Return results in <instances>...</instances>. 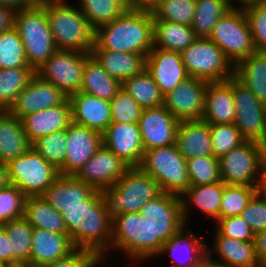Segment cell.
I'll use <instances>...</instances> for the list:
<instances>
[{
  "label": "cell",
  "instance_id": "1",
  "mask_svg": "<svg viewBox=\"0 0 266 267\" xmlns=\"http://www.w3.org/2000/svg\"><path fill=\"white\" fill-rule=\"evenodd\" d=\"M61 213L75 248L94 253L100 264H106L110 257L112 218L106 211L101 191L96 190L81 205L66 207Z\"/></svg>",
  "mask_w": 266,
  "mask_h": 267
},
{
  "label": "cell",
  "instance_id": "2",
  "mask_svg": "<svg viewBox=\"0 0 266 267\" xmlns=\"http://www.w3.org/2000/svg\"><path fill=\"white\" fill-rule=\"evenodd\" d=\"M153 48V15L150 11H124L115 20L95 29L92 50H112L148 55Z\"/></svg>",
  "mask_w": 266,
  "mask_h": 267
},
{
  "label": "cell",
  "instance_id": "3",
  "mask_svg": "<svg viewBox=\"0 0 266 267\" xmlns=\"http://www.w3.org/2000/svg\"><path fill=\"white\" fill-rule=\"evenodd\" d=\"M40 2L45 6L57 50L91 53L94 46L95 29L76 7V4L74 6L68 0Z\"/></svg>",
  "mask_w": 266,
  "mask_h": 267
},
{
  "label": "cell",
  "instance_id": "4",
  "mask_svg": "<svg viewBox=\"0 0 266 267\" xmlns=\"http://www.w3.org/2000/svg\"><path fill=\"white\" fill-rule=\"evenodd\" d=\"M161 193L156 180L139 167H130L118 182L101 190L106 211L112 219L122 213L140 212L146 202Z\"/></svg>",
  "mask_w": 266,
  "mask_h": 267
},
{
  "label": "cell",
  "instance_id": "5",
  "mask_svg": "<svg viewBox=\"0 0 266 267\" xmlns=\"http://www.w3.org/2000/svg\"><path fill=\"white\" fill-rule=\"evenodd\" d=\"M13 28L22 39L29 66L37 71L57 50L45 6L39 1L15 11Z\"/></svg>",
  "mask_w": 266,
  "mask_h": 267
},
{
  "label": "cell",
  "instance_id": "6",
  "mask_svg": "<svg viewBox=\"0 0 266 267\" xmlns=\"http://www.w3.org/2000/svg\"><path fill=\"white\" fill-rule=\"evenodd\" d=\"M138 167L156 180L161 192L181 196L190 186L187 161L176 144L144 151Z\"/></svg>",
  "mask_w": 266,
  "mask_h": 267
},
{
  "label": "cell",
  "instance_id": "7",
  "mask_svg": "<svg viewBox=\"0 0 266 267\" xmlns=\"http://www.w3.org/2000/svg\"><path fill=\"white\" fill-rule=\"evenodd\" d=\"M111 250H118L136 264L152 260L151 224L139 212L117 215L112 219Z\"/></svg>",
  "mask_w": 266,
  "mask_h": 267
},
{
  "label": "cell",
  "instance_id": "8",
  "mask_svg": "<svg viewBox=\"0 0 266 267\" xmlns=\"http://www.w3.org/2000/svg\"><path fill=\"white\" fill-rule=\"evenodd\" d=\"M220 179L227 185L262 187L263 144L245 141L219 159Z\"/></svg>",
  "mask_w": 266,
  "mask_h": 267
},
{
  "label": "cell",
  "instance_id": "9",
  "mask_svg": "<svg viewBox=\"0 0 266 267\" xmlns=\"http://www.w3.org/2000/svg\"><path fill=\"white\" fill-rule=\"evenodd\" d=\"M235 66L256 52L249 23L242 7L233 6L214 26L209 37Z\"/></svg>",
  "mask_w": 266,
  "mask_h": 267
},
{
  "label": "cell",
  "instance_id": "10",
  "mask_svg": "<svg viewBox=\"0 0 266 267\" xmlns=\"http://www.w3.org/2000/svg\"><path fill=\"white\" fill-rule=\"evenodd\" d=\"M9 183L25 196H41L58 178L59 171L33 147L6 164Z\"/></svg>",
  "mask_w": 266,
  "mask_h": 267
},
{
  "label": "cell",
  "instance_id": "11",
  "mask_svg": "<svg viewBox=\"0 0 266 267\" xmlns=\"http://www.w3.org/2000/svg\"><path fill=\"white\" fill-rule=\"evenodd\" d=\"M181 57L189 76L221 82L234 75V66L209 38H197L181 52Z\"/></svg>",
  "mask_w": 266,
  "mask_h": 267
},
{
  "label": "cell",
  "instance_id": "12",
  "mask_svg": "<svg viewBox=\"0 0 266 267\" xmlns=\"http://www.w3.org/2000/svg\"><path fill=\"white\" fill-rule=\"evenodd\" d=\"M152 227V258L157 257L164 242L184 225L179 195L162 192L146 202L140 212Z\"/></svg>",
  "mask_w": 266,
  "mask_h": 267
},
{
  "label": "cell",
  "instance_id": "13",
  "mask_svg": "<svg viewBox=\"0 0 266 267\" xmlns=\"http://www.w3.org/2000/svg\"><path fill=\"white\" fill-rule=\"evenodd\" d=\"M90 55L91 53L56 50L36 74L68 97L81 90L85 62Z\"/></svg>",
  "mask_w": 266,
  "mask_h": 267
},
{
  "label": "cell",
  "instance_id": "14",
  "mask_svg": "<svg viewBox=\"0 0 266 267\" xmlns=\"http://www.w3.org/2000/svg\"><path fill=\"white\" fill-rule=\"evenodd\" d=\"M232 90L236 107L234 125L246 141L264 143L266 140V103L232 76Z\"/></svg>",
  "mask_w": 266,
  "mask_h": 267
},
{
  "label": "cell",
  "instance_id": "15",
  "mask_svg": "<svg viewBox=\"0 0 266 267\" xmlns=\"http://www.w3.org/2000/svg\"><path fill=\"white\" fill-rule=\"evenodd\" d=\"M208 82L192 76L163 96V106L179 121L202 120Z\"/></svg>",
  "mask_w": 266,
  "mask_h": 267
},
{
  "label": "cell",
  "instance_id": "16",
  "mask_svg": "<svg viewBox=\"0 0 266 267\" xmlns=\"http://www.w3.org/2000/svg\"><path fill=\"white\" fill-rule=\"evenodd\" d=\"M184 225L163 243L157 257L167 255L170 265L167 267H208L207 266V244Z\"/></svg>",
  "mask_w": 266,
  "mask_h": 267
},
{
  "label": "cell",
  "instance_id": "17",
  "mask_svg": "<svg viewBox=\"0 0 266 267\" xmlns=\"http://www.w3.org/2000/svg\"><path fill=\"white\" fill-rule=\"evenodd\" d=\"M129 168L126 162L102 145L74 176L101 191L118 182Z\"/></svg>",
  "mask_w": 266,
  "mask_h": 267
},
{
  "label": "cell",
  "instance_id": "18",
  "mask_svg": "<svg viewBox=\"0 0 266 267\" xmlns=\"http://www.w3.org/2000/svg\"><path fill=\"white\" fill-rule=\"evenodd\" d=\"M103 145L102 134L75 123L67 128L66 155L60 175H75Z\"/></svg>",
  "mask_w": 266,
  "mask_h": 267
},
{
  "label": "cell",
  "instance_id": "19",
  "mask_svg": "<svg viewBox=\"0 0 266 267\" xmlns=\"http://www.w3.org/2000/svg\"><path fill=\"white\" fill-rule=\"evenodd\" d=\"M179 121L163 106L142 110L138 122L144 151L175 144Z\"/></svg>",
  "mask_w": 266,
  "mask_h": 267
},
{
  "label": "cell",
  "instance_id": "20",
  "mask_svg": "<svg viewBox=\"0 0 266 267\" xmlns=\"http://www.w3.org/2000/svg\"><path fill=\"white\" fill-rule=\"evenodd\" d=\"M66 98L67 96L60 89L35 74L28 85L17 95L8 111L21 120L30 113L57 106Z\"/></svg>",
  "mask_w": 266,
  "mask_h": 267
},
{
  "label": "cell",
  "instance_id": "21",
  "mask_svg": "<svg viewBox=\"0 0 266 267\" xmlns=\"http://www.w3.org/2000/svg\"><path fill=\"white\" fill-rule=\"evenodd\" d=\"M146 70L163 96L189 77L182 62L181 53L155 47L146 57Z\"/></svg>",
  "mask_w": 266,
  "mask_h": 267
},
{
  "label": "cell",
  "instance_id": "22",
  "mask_svg": "<svg viewBox=\"0 0 266 267\" xmlns=\"http://www.w3.org/2000/svg\"><path fill=\"white\" fill-rule=\"evenodd\" d=\"M105 145L130 167H138L144 155V148L138 124L111 123L102 133Z\"/></svg>",
  "mask_w": 266,
  "mask_h": 267
},
{
  "label": "cell",
  "instance_id": "23",
  "mask_svg": "<svg viewBox=\"0 0 266 267\" xmlns=\"http://www.w3.org/2000/svg\"><path fill=\"white\" fill-rule=\"evenodd\" d=\"M213 241L212 246L207 245L208 267L255 266L260 264L253 241H240L226 236H213Z\"/></svg>",
  "mask_w": 266,
  "mask_h": 267
},
{
  "label": "cell",
  "instance_id": "24",
  "mask_svg": "<svg viewBox=\"0 0 266 267\" xmlns=\"http://www.w3.org/2000/svg\"><path fill=\"white\" fill-rule=\"evenodd\" d=\"M71 104L72 122L101 134L111 122L110 101L82 91L68 96Z\"/></svg>",
  "mask_w": 266,
  "mask_h": 267
},
{
  "label": "cell",
  "instance_id": "25",
  "mask_svg": "<svg viewBox=\"0 0 266 267\" xmlns=\"http://www.w3.org/2000/svg\"><path fill=\"white\" fill-rule=\"evenodd\" d=\"M24 132L31 144L42 136L66 130L72 123L68 97L59 105L25 115L21 119Z\"/></svg>",
  "mask_w": 266,
  "mask_h": 267
},
{
  "label": "cell",
  "instance_id": "26",
  "mask_svg": "<svg viewBox=\"0 0 266 267\" xmlns=\"http://www.w3.org/2000/svg\"><path fill=\"white\" fill-rule=\"evenodd\" d=\"M235 117L232 77L227 81L208 82L202 121L208 124H231L235 122Z\"/></svg>",
  "mask_w": 266,
  "mask_h": 267
},
{
  "label": "cell",
  "instance_id": "27",
  "mask_svg": "<svg viewBox=\"0 0 266 267\" xmlns=\"http://www.w3.org/2000/svg\"><path fill=\"white\" fill-rule=\"evenodd\" d=\"M223 194V181L206 185H190L180 196L185 225L190 217V208L194 207L214 222L219 219ZM192 206V207H191ZM196 207V208H195ZM189 214V215H188ZM188 218V219H187Z\"/></svg>",
  "mask_w": 266,
  "mask_h": 267
},
{
  "label": "cell",
  "instance_id": "28",
  "mask_svg": "<svg viewBox=\"0 0 266 267\" xmlns=\"http://www.w3.org/2000/svg\"><path fill=\"white\" fill-rule=\"evenodd\" d=\"M75 249L68 234L34 228L29 263L48 265L68 256Z\"/></svg>",
  "mask_w": 266,
  "mask_h": 267
},
{
  "label": "cell",
  "instance_id": "29",
  "mask_svg": "<svg viewBox=\"0 0 266 267\" xmlns=\"http://www.w3.org/2000/svg\"><path fill=\"white\" fill-rule=\"evenodd\" d=\"M95 191L74 175H59L41 196L57 211L62 212L66 207L81 205Z\"/></svg>",
  "mask_w": 266,
  "mask_h": 267
},
{
  "label": "cell",
  "instance_id": "30",
  "mask_svg": "<svg viewBox=\"0 0 266 267\" xmlns=\"http://www.w3.org/2000/svg\"><path fill=\"white\" fill-rule=\"evenodd\" d=\"M175 144L186 160L213 156L210 124L202 120L179 122Z\"/></svg>",
  "mask_w": 266,
  "mask_h": 267
},
{
  "label": "cell",
  "instance_id": "31",
  "mask_svg": "<svg viewBox=\"0 0 266 267\" xmlns=\"http://www.w3.org/2000/svg\"><path fill=\"white\" fill-rule=\"evenodd\" d=\"M31 147L22 121L8 110H0V163L20 157Z\"/></svg>",
  "mask_w": 266,
  "mask_h": 267
},
{
  "label": "cell",
  "instance_id": "32",
  "mask_svg": "<svg viewBox=\"0 0 266 267\" xmlns=\"http://www.w3.org/2000/svg\"><path fill=\"white\" fill-rule=\"evenodd\" d=\"M104 70L123 83L146 68V55L112 50H92Z\"/></svg>",
  "mask_w": 266,
  "mask_h": 267
},
{
  "label": "cell",
  "instance_id": "33",
  "mask_svg": "<svg viewBox=\"0 0 266 267\" xmlns=\"http://www.w3.org/2000/svg\"><path fill=\"white\" fill-rule=\"evenodd\" d=\"M197 39L190 25L153 20V47L181 53Z\"/></svg>",
  "mask_w": 266,
  "mask_h": 267
},
{
  "label": "cell",
  "instance_id": "34",
  "mask_svg": "<svg viewBox=\"0 0 266 267\" xmlns=\"http://www.w3.org/2000/svg\"><path fill=\"white\" fill-rule=\"evenodd\" d=\"M121 89L122 83L110 76L91 54L85 62L80 91L110 101Z\"/></svg>",
  "mask_w": 266,
  "mask_h": 267
},
{
  "label": "cell",
  "instance_id": "35",
  "mask_svg": "<svg viewBox=\"0 0 266 267\" xmlns=\"http://www.w3.org/2000/svg\"><path fill=\"white\" fill-rule=\"evenodd\" d=\"M24 217L33 228L68 234L62 213L52 207L42 196H28Z\"/></svg>",
  "mask_w": 266,
  "mask_h": 267
},
{
  "label": "cell",
  "instance_id": "36",
  "mask_svg": "<svg viewBox=\"0 0 266 267\" xmlns=\"http://www.w3.org/2000/svg\"><path fill=\"white\" fill-rule=\"evenodd\" d=\"M234 76L266 103V52L256 51L234 66Z\"/></svg>",
  "mask_w": 266,
  "mask_h": 267
},
{
  "label": "cell",
  "instance_id": "37",
  "mask_svg": "<svg viewBox=\"0 0 266 267\" xmlns=\"http://www.w3.org/2000/svg\"><path fill=\"white\" fill-rule=\"evenodd\" d=\"M233 6L230 0H196L194 19L191 25L197 38H209L218 20Z\"/></svg>",
  "mask_w": 266,
  "mask_h": 267
},
{
  "label": "cell",
  "instance_id": "38",
  "mask_svg": "<svg viewBox=\"0 0 266 267\" xmlns=\"http://www.w3.org/2000/svg\"><path fill=\"white\" fill-rule=\"evenodd\" d=\"M10 240L12 250V267L28 263L32 247L33 227L23 216L2 225Z\"/></svg>",
  "mask_w": 266,
  "mask_h": 267
},
{
  "label": "cell",
  "instance_id": "39",
  "mask_svg": "<svg viewBox=\"0 0 266 267\" xmlns=\"http://www.w3.org/2000/svg\"><path fill=\"white\" fill-rule=\"evenodd\" d=\"M122 89L132 96L142 109L163 105V95L146 68L125 80Z\"/></svg>",
  "mask_w": 266,
  "mask_h": 267
},
{
  "label": "cell",
  "instance_id": "40",
  "mask_svg": "<svg viewBox=\"0 0 266 267\" xmlns=\"http://www.w3.org/2000/svg\"><path fill=\"white\" fill-rule=\"evenodd\" d=\"M33 68H0V110H9L17 95L35 76Z\"/></svg>",
  "mask_w": 266,
  "mask_h": 267
},
{
  "label": "cell",
  "instance_id": "41",
  "mask_svg": "<svg viewBox=\"0 0 266 267\" xmlns=\"http://www.w3.org/2000/svg\"><path fill=\"white\" fill-rule=\"evenodd\" d=\"M0 68H32L26 59L22 39L13 27L0 34Z\"/></svg>",
  "mask_w": 266,
  "mask_h": 267
},
{
  "label": "cell",
  "instance_id": "42",
  "mask_svg": "<svg viewBox=\"0 0 266 267\" xmlns=\"http://www.w3.org/2000/svg\"><path fill=\"white\" fill-rule=\"evenodd\" d=\"M196 9V0H160L151 11L153 20L192 25Z\"/></svg>",
  "mask_w": 266,
  "mask_h": 267
},
{
  "label": "cell",
  "instance_id": "43",
  "mask_svg": "<svg viewBox=\"0 0 266 267\" xmlns=\"http://www.w3.org/2000/svg\"><path fill=\"white\" fill-rule=\"evenodd\" d=\"M76 6L94 29L115 20L125 11L113 0H76Z\"/></svg>",
  "mask_w": 266,
  "mask_h": 267
},
{
  "label": "cell",
  "instance_id": "44",
  "mask_svg": "<svg viewBox=\"0 0 266 267\" xmlns=\"http://www.w3.org/2000/svg\"><path fill=\"white\" fill-rule=\"evenodd\" d=\"M259 189H261V187L227 185L223 182V194L219 219L231 216H240L252 196Z\"/></svg>",
  "mask_w": 266,
  "mask_h": 267
},
{
  "label": "cell",
  "instance_id": "45",
  "mask_svg": "<svg viewBox=\"0 0 266 267\" xmlns=\"http://www.w3.org/2000/svg\"><path fill=\"white\" fill-rule=\"evenodd\" d=\"M67 129L42 136L32 147L58 170L63 166L66 155Z\"/></svg>",
  "mask_w": 266,
  "mask_h": 267
},
{
  "label": "cell",
  "instance_id": "46",
  "mask_svg": "<svg viewBox=\"0 0 266 267\" xmlns=\"http://www.w3.org/2000/svg\"><path fill=\"white\" fill-rule=\"evenodd\" d=\"M186 161L190 185H206L221 181L218 158L197 156Z\"/></svg>",
  "mask_w": 266,
  "mask_h": 267
},
{
  "label": "cell",
  "instance_id": "47",
  "mask_svg": "<svg viewBox=\"0 0 266 267\" xmlns=\"http://www.w3.org/2000/svg\"><path fill=\"white\" fill-rule=\"evenodd\" d=\"M210 133L213 156L218 159L246 141L234 123L210 124Z\"/></svg>",
  "mask_w": 266,
  "mask_h": 267
},
{
  "label": "cell",
  "instance_id": "48",
  "mask_svg": "<svg viewBox=\"0 0 266 267\" xmlns=\"http://www.w3.org/2000/svg\"><path fill=\"white\" fill-rule=\"evenodd\" d=\"M246 14L255 48L266 52V0L242 6Z\"/></svg>",
  "mask_w": 266,
  "mask_h": 267
},
{
  "label": "cell",
  "instance_id": "49",
  "mask_svg": "<svg viewBox=\"0 0 266 267\" xmlns=\"http://www.w3.org/2000/svg\"><path fill=\"white\" fill-rule=\"evenodd\" d=\"M110 108L112 123L138 124L143 110L137 101L124 89H121L110 100Z\"/></svg>",
  "mask_w": 266,
  "mask_h": 267
},
{
  "label": "cell",
  "instance_id": "50",
  "mask_svg": "<svg viewBox=\"0 0 266 267\" xmlns=\"http://www.w3.org/2000/svg\"><path fill=\"white\" fill-rule=\"evenodd\" d=\"M26 198L12 184L0 189V225L24 216Z\"/></svg>",
  "mask_w": 266,
  "mask_h": 267
},
{
  "label": "cell",
  "instance_id": "51",
  "mask_svg": "<svg viewBox=\"0 0 266 267\" xmlns=\"http://www.w3.org/2000/svg\"><path fill=\"white\" fill-rule=\"evenodd\" d=\"M240 216L254 234L266 230V194L261 189L252 196Z\"/></svg>",
  "mask_w": 266,
  "mask_h": 267
},
{
  "label": "cell",
  "instance_id": "52",
  "mask_svg": "<svg viewBox=\"0 0 266 267\" xmlns=\"http://www.w3.org/2000/svg\"><path fill=\"white\" fill-rule=\"evenodd\" d=\"M214 224V236L233 237L240 241H253L254 233L241 216L218 219Z\"/></svg>",
  "mask_w": 266,
  "mask_h": 267
},
{
  "label": "cell",
  "instance_id": "53",
  "mask_svg": "<svg viewBox=\"0 0 266 267\" xmlns=\"http://www.w3.org/2000/svg\"><path fill=\"white\" fill-rule=\"evenodd\" d=\"M100 259L92 252L75 249L68 256L48 264L47 267H99Z\"/></svg>",
  "mask_w": 266,
  "mask_h": 267
},
{
  "label": "cell",
  "instance_id": "54",
  "mask_svg": "<svg viewBox=\"0 0 266 267\" xmlns=\"http://www.w3.org/2000/svg\"><path fill=\"white\" fill-rule=\"evenodd\" d=\"M0 261L12 267V250L5 228L0 225Z\"/></svg>",
  "mask_w": 266,
  "mask_h": 267
},
{
  "label": "cell",
  "instance_id": "55",
  "mask_svg": "<svg viewBox=\"0 0 266 267\" xmlns=\"http://www.w3.org/2000/svg\"><path fill=\"white\" fill-rule=\"evenodd\" d=\"M253 242L259 263L266 267V230L255 233Z\"/></svg>",
  "mask_w": 266,
  "mask_h": 267
},
{
  "label": "cell",
  "instance_id": "56",
  "mask_svg": "<svg viewBox=\"0 0 266 267\" xmlns=\"http://www.w3.org/2000/svg\"><path fill=\"white\" fill-rule=\"evenodd\" d=\"M14 13L11 7L0 5V34L13 27Z\"/></svg>",
  "mask_w": 266,
  "mask_h": 267
},
{
  "label": "cell",
  "instance_id": "57",
  "mask_svg": "<svg viewBox=\"0 0 266 267\" xmlns=\"http://www.w3.org/2000/svg\"><path fill=\"white\" fill-rule=\"evenodd\" d=\"M39 0H0V5L8 6L15 11L36 5Z\"/></svg>",
  "mask_w": 266,
  "mask_h": 267
},
{
  "label": "cell",
  "instance_id": "58",
  "mask_svg": "<svg viewBox=\"0 0 266 267\" xmlns=\"http://www.w3.org/2000/svg\"><path fill=\"white\" fill-rule=\"evenodd\" d=\"M160 0H131V10L152 11Z\"/></svg>",
  "mask_w": 266,
  "mask_h": 267
},
{
  "label": "cell",
  "instance_id": "59",
  "mask_svg": "<svg viewBox=\"0 0 266 267\" xmlns=\"http://www.w3.org/2000/svg\"><path fill=\"white\" fill-rule=\"evenodd\" d=\"M9 179L7 174V168L6 165L3 163H0V189L8 186Z\"/></svg>",
  "mask_w": 266,
  "mask_h": 267
},
{
  "label": "cell",
  "instance_id": "60",
  "mask_svg": "<svg viewBox=\"0 0 266 267\" xmlns=\"http://www.w3.org/2000/svg\"><path fill=\"white\" fill-rule=\"evenodd\" d=\"M258 1H264V0H230V3L232 6L242 7L243 5Z\"/></svg>",
  "mask_w": 266,
  "mask_h": 267
},
{
  "label": "cell",
  "instance_id": "61",
  "mask_svg": "<svg viewBox=\"0 0 266 267\" xmlns=\"http://www.w3.org/2000/svg\"><path fill=\"white\" fill-rule=\"evenodd\" d=\"M118 3L125 11L131 10V0H113Z\"/></svg>",
  "mask_w": 266,
  "mask_h": 267
},
{
  "label": "cell",
  "instance_id": "62",
  "mask_svg": "<svg viewBox=\"0 0 266 267\" xmlns=\"http://www.w3.org/2000/svg\"><path fill=\"white\" fill-rule=\"evenodd\" d=\"M261 190L266 194V164H264V168H263V181H262Z\"/></svg>",
  "mask_w": 266,
  "mask_h": 267
},
{
  "label": "cell",
  "instance_id": "63",
  "mask_svg": "<svg viewBox=\"0 0 266 267\" xmlns=\"http://www.w3.org/2000/svg\"><path fill=\"white\" fill-rule=\"evenodd\" d=\"M18 267H47V265L33 264V263H24L20 264Z\"/></svg>",
  "mask_w": 266,
  "mask_h": 267
},
{
  "label": "cell",
  "instance_id": "64",
  "mask_svg": "<svg viewBox=\"0 0 266 267\" xmlns=\"http://www.w3.org/2000/svg\"><path fill=\"white\" fill-rule=\"evenodd\" d=\"M263 153H264V164H266V140L263 143Z\"/></svg>",
  "mask_w": 266,
  "mask_h": 267
},
{
  "label": "cell",
  "instance_id": "65",
  "mask_svg": "<svg viewBox=\"0 0 266 267\" xmlns=\"http://www.w3.org/2000/svg\"><path fill=\"white\" fill-rule=\"evenodd\" d=\"M218 267H264L261 264L255 266H218Z\"/></svg>",
  "mask_w": 266,
  "mask_h": 267
},
{
  "label": "cell",
  "instance_id": "66",
  "mask_svg": "<svg viewBox=\"0 0 266 267\" xmlns=\"http://www.w3.org/2000/svg\"><path fill=\"white\" fill-rule=\"evenodd\" d=\"M0 267H11V266L3 261H0Z\"/></svg>",
  "mask_w": 266,
  "mask_h": 267
}]
</instances>
